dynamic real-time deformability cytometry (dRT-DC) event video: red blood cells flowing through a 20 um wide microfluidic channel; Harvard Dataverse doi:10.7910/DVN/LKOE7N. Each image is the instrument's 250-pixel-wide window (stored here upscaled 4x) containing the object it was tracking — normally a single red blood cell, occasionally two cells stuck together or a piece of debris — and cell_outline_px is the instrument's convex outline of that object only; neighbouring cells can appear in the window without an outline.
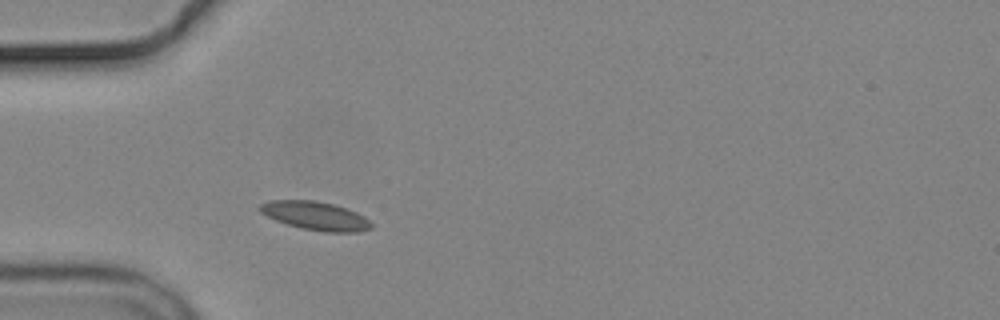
{"species": "common noctule bat (a hibernating species)", "species_latin": "Nyctalus noctula", "temperature_condition": "cold", "stored_images_in_passage": 2, "camera_frame_rate_fps": 3000, "um_per_image_px": 0.085, "animal": {"sex": "male", "body_mass_g": 19.2, "forearm_length_mm": 51.8}, "frame": {"image": 1, "passage_image": 2, "time_ms": 1.0, "image_size_px": [1000, 320], "cell_outline_px": [[372, 228], [356, 232], [324, 232], [300, 228], [276, 220], [260, 212], [260, 204], [268, 200], [316, 200], [348, 208], [364, 216], [372, 224]], "centroid_in_image_um": [26.82, 18.34], "position_along_channel_um": 58.2, "area_um2": 18.5}}